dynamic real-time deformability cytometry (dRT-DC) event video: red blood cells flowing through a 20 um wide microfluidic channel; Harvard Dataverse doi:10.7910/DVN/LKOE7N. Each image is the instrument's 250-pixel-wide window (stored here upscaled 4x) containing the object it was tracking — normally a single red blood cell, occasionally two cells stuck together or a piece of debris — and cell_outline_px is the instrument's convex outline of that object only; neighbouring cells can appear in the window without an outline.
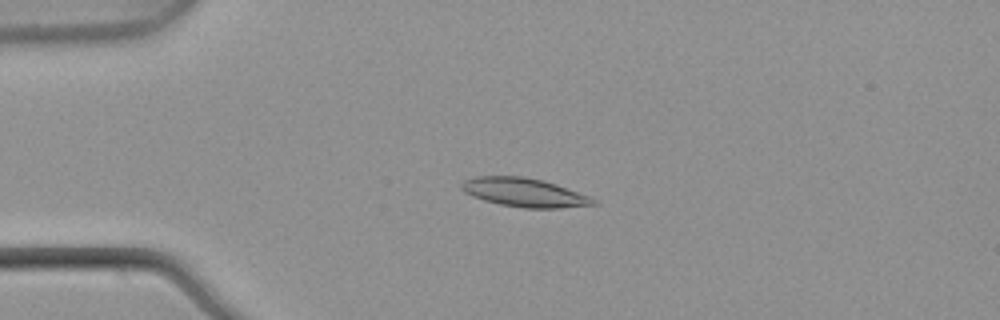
{"species": "common noctule bat (a hibernating species)", "species_latin": "Nyctalus noctula", "temperature_condition": "warm", "stored_images_in_passage": 3, "camera_frame_rate_fps": 3000, "um_per_image_px": 0.085, "animal": {"sex": "male", "body_mass_g": 21.5, "forearm_length_mm": 52.0}, "frame": {"image": 1, "passage_image": 2, "time_ms": 0.333, "image_size_px": [1000, 320], "cell_outline_px": [[600, 204], [560, 208], [524, 208], [500, 204], [484, 200], [472, 196], [464, 192], [460, 188], [460, 184], [464, 180], [476, 176], [524, 176], [544, 180], [556, 184], [588, 196], [596, 200]], "centroid_in_image_um": [44.55, 16.36], "position_along_channel_um": 40.5, "area_um2": 22.14}}